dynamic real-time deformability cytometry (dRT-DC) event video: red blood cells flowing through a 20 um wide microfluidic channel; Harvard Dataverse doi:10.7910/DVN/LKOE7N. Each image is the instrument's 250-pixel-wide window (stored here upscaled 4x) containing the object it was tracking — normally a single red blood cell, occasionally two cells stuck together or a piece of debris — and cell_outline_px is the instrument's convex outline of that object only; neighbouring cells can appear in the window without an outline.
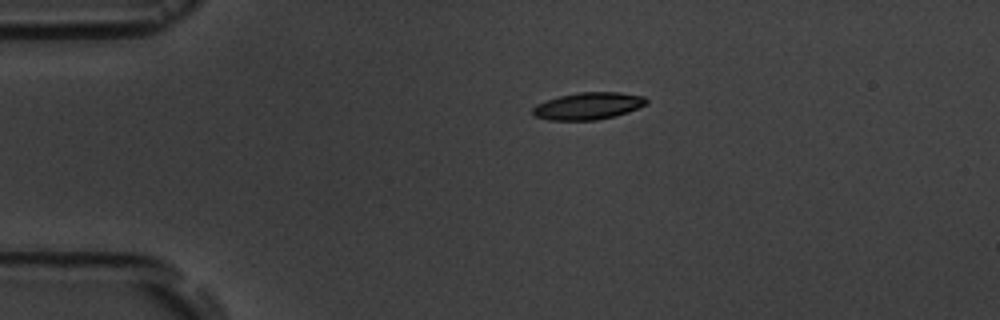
{"species": "common noctule bat (a hibernating species)", "species_latin": "Nyctalus noctula", "temperature_condition": "room temperature", "stored_images_in_passage": 7, "camera_frame_rate_fps": 3000, "um_per_image_px": 0.085, "animal": {"sex": "male", "body_mass_g": 19.5, "forearm_length_mm": 54.6}, "frame": {"image": 1, "passage_image": 1, "time_ms": 0.0, "image_size_px": [1000, 320], "cell_outline_px": [[648, 104], [628, 112], [616, 116], [596, 120], [548, 120], [536, 116], [532, 112], [532, 108], [536, 104], [560, 96], [580, 92], [620, 92], [644, 96], [648, 100]], "centroid_in_image_um": [50.03, 9.01], "position_along_channel_um": 35.0, "area_um2": 17.98}}
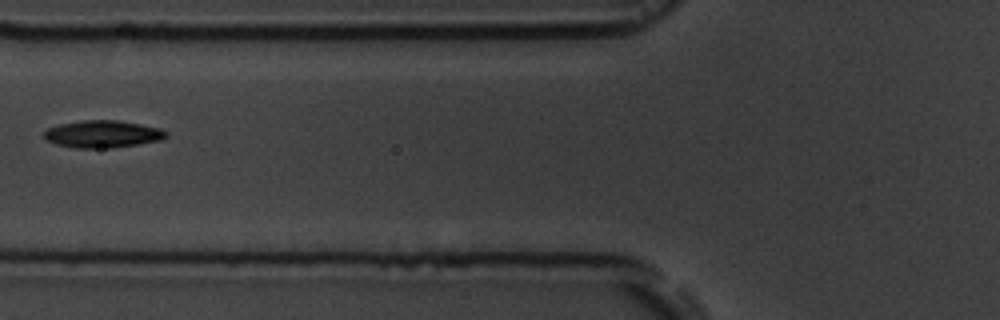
{"frame": {"image": 2, "passage_image": 3, "time_ms": 3.333, "image_size_px": [1000, 320], "cell_outline_px": [[168, 136], [160, 140], [112, 148], [76, 148], [56, 144], [48, 140], [44, 136], [44, 132], [48, 128], [60, 124], [84, 120], [116, 120], [140, 124], [160, 128], [168, 132]], "centroid_in_image_um": [8.74, 11.39], "position_along_channel_um": 117.1, "area_um2": 19.25}}
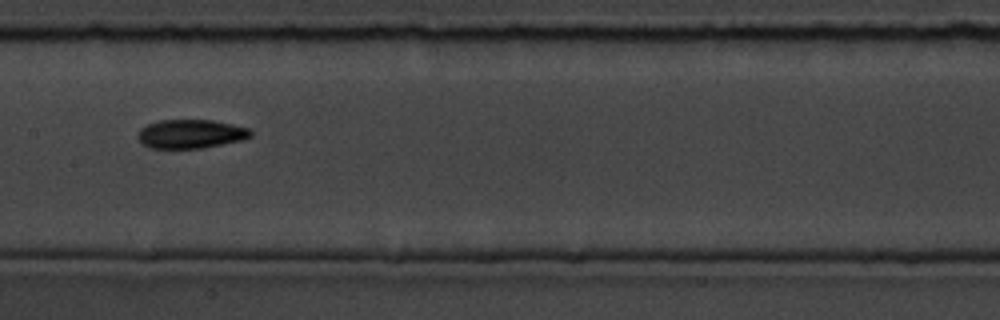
{"frame": {"image": 3, "passage_image": 5, "time_ms": 5.333, "image_size_px": [1000, 320], "cell_outline_px": [[252, 136], [244, 140], [204, 148], [152, 148], [144, 144], [136, 136], [136, 132], [140, 128], [148, 124], [160, 120], [212, 120], [252, 128]], "centroid_in_image_um": [16.25, 11.38], "position_along_channel_um": 191.1, "area_um2": 19.19}}